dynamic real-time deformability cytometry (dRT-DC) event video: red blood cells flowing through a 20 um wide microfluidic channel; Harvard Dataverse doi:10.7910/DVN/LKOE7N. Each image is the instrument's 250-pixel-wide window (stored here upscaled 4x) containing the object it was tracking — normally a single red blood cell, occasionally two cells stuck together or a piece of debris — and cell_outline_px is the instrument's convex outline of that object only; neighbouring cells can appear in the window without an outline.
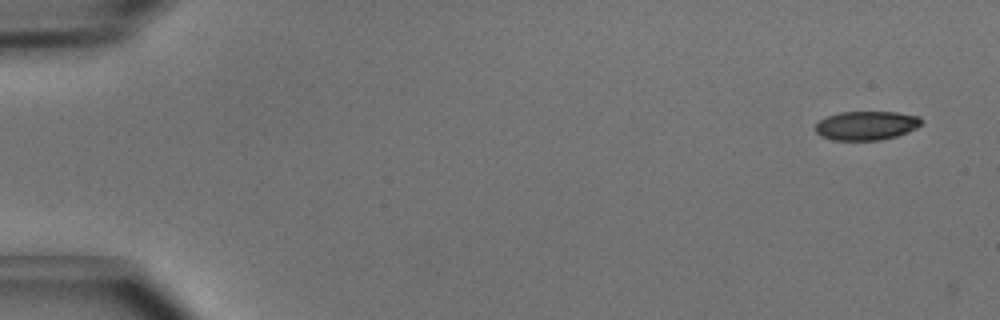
{"species": "common noctule bat (a hibernating species)", "species_latin": "Nyctalus noctula", "temperature_condition": "cold", "stored_images_in_passage": 3, "camera_frame_rate_fps": 3000, "um_per_image_px": 0.085, "animal": {"sex": "male", "body_mass_g": 15.6}, "frame": {"image": 1, "passage_image": 1, "time_ms": 0.0, "image_size_px": [1000, 320], "cell_outline_px": [[924, 120], [916, 128], [896, 136], [880, 140], [832, 140], [820, 136], [816, 132], [816, 124], [820, 120], [828, 116], [840, 112], [896, 112], [920, 116]], "centroid_in_image_um": [73.65, 10.67], "position_along_channel_um": 11.4, "area_um2": 17.86}}